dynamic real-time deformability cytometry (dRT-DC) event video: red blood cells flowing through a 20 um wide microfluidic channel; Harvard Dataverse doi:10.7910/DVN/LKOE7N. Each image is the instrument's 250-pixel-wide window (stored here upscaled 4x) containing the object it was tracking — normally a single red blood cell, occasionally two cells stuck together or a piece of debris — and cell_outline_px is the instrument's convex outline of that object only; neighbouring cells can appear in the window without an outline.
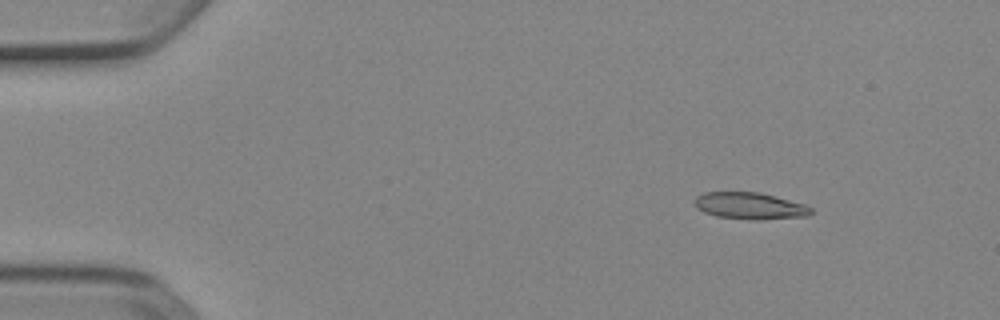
{"species": "Egyptian fruit bat (a non-hibernating species)", "species_latin": "Rousettus aegyptiacus", "temperature_condition": "cold", "stored_images_in_passage": 5, "camera_frame_rate_fps": 3000, "um_per_image_px": 0.085, "animal": {"sex": "female"}, "frame": {"image": 1, "passage_image": 2, "time_ms": 0.333, "image_size_px": [1000, 320], "cell_outline_px": [[812, 212], [808, 216], [756, 220], [716, 216], [704, 212], [696, 208], [692, 204], [692, 200], [696, 196], [704, 192], [760, 192], [804, 204], [812, 208]], "centroid_in_image_um": [63.68, 17.49], "position_along_channel_um": 21.3, "area_um2": 18.26}}
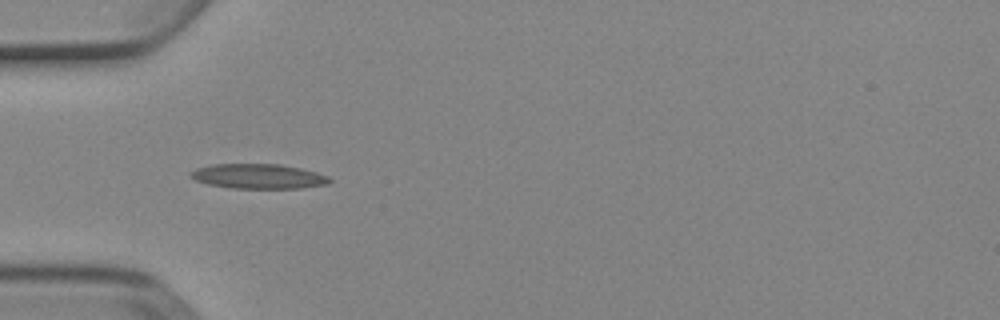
{"frame": {"image": 2, "passage_image": 4, "time_ms": 1.0, "image_size_px": [1000, 320], "cell_outline_px": [[332, 180], [328, 184], [300, 188], [228, 188], [208, 184], [196, 180], [188, 176], [188, 172], [196, 168], [212, 164], [280, 164], [300, 168], [316, 172], [328, 176]], "centroid_in_image_um": [21.92, 14.98], "position_along_channel_um": 63.1, "area_um2": 20.17}}
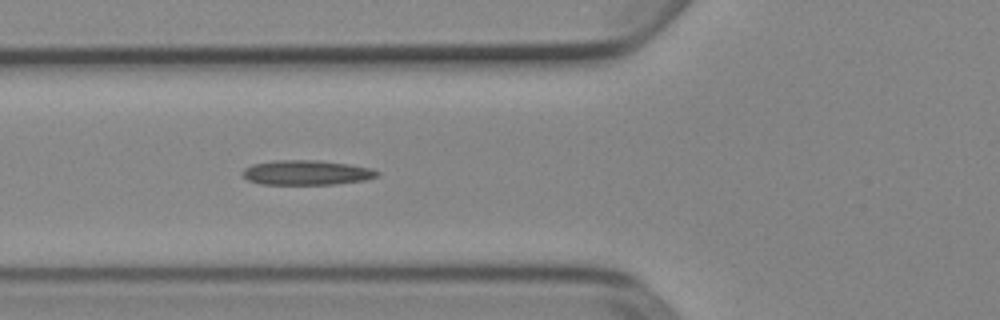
{"frame": {"image": 3, "passage_image": 5, "time_ms": 1.333, "image_size_px": [1000, 320], "cell_outline_px": [[380, 176], [364, 180], [336, 184], [260, 184], [248, 180], [244, 176], [244, 168], [252, 164], [272, 160], [320, 160], [348, 164], [372, 168], [380, 172]], "centroid_in_image_um": [26.09, 14.66], "position_along_channel_um": 99.7, "area_um2": 19.48}}